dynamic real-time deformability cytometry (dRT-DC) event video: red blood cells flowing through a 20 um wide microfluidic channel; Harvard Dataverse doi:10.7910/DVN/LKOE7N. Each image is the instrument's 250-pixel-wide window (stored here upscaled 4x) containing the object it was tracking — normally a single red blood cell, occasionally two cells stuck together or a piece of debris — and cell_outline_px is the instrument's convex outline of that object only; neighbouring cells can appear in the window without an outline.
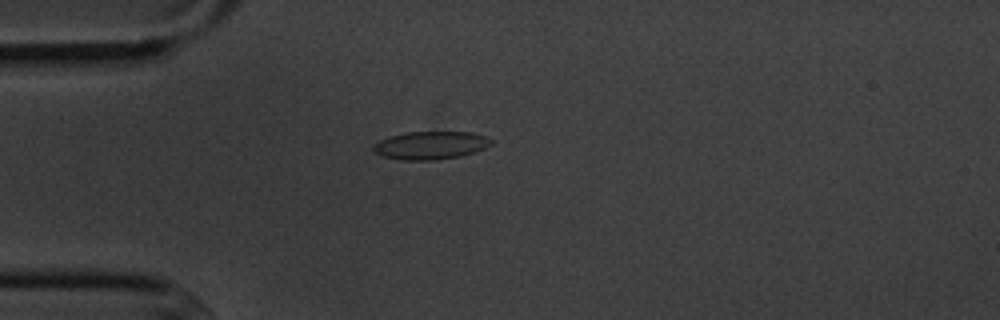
{"species": "common noctule bat (a hibernating species)", "species_latin": "Nyctalus noctula", "temperature_condition": "cold", "stored_images_in_passage": 2, "camera_frame_rate_fps": 3000, "um_per_image_px": 0.085, "animal": {"sex": "male", "body_mass_g": 20.1, "forearm_length_mm": 53.5}, "frame": {"image": 1, "passage_image": 2, "time_ms": 1.0, "image_size_px": [1000, 320], "cell_outline_px": [[492, 144], [484, 148], [460, 156], [432, 160], [404, 160], [384, 156], [376, 152], [372, 148], [372, 144], [388, 136], [408, 132], [472, 132], [484, 136], [492, 140]], "centroid_in_image_um": [36.58, 12.34], "position_along_channel_um": 48.4, "area_um2": 19.02}}